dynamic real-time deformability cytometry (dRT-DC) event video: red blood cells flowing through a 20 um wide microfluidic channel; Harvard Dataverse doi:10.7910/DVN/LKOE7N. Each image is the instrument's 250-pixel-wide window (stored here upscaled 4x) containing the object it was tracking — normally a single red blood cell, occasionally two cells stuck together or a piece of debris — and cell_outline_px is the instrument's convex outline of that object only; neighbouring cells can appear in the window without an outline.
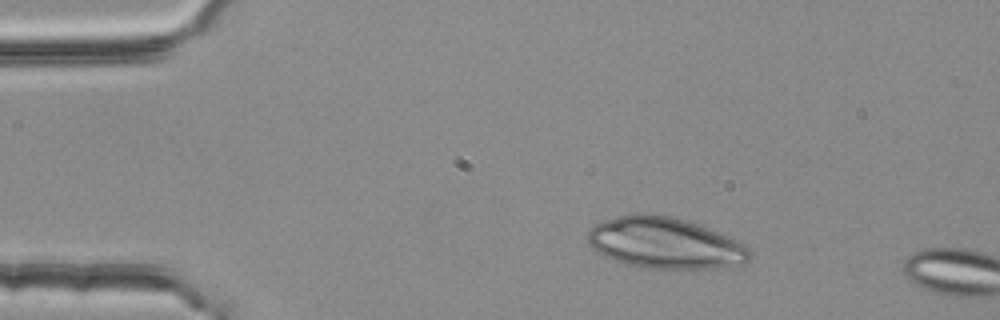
{"species": "common noctule bat (a hibernating species)", "species_latin": "Nyctalus noctula", "temperature_condition": "room temperature", "stored_images_in_passage": 2, "camera_frame_rate_fps": 3000, "um_per_image_px": 0.085, "animal": {"sex": "female", "body_mass_g": 25.1}, "frame": {"image": 1, "passage_image": 1, "time_ms": 0.0, "image_size_px": [1000, 320], "cell_outline_px": [[752, 252], [748, 260], [744, 264], [716, 268], [648, 268], [624, 264], [604, 256], [596, 252], [592, 248], [588, 240], [588, 232], [596, 224], [620, 216], [640, 212], [668, 216], [684, 220], [696, 224], [740, 240]], "centroid_in_image_um": [56.55, 20.67], "position_along_channel_um": 28.5, "area_um2": 48.03}}